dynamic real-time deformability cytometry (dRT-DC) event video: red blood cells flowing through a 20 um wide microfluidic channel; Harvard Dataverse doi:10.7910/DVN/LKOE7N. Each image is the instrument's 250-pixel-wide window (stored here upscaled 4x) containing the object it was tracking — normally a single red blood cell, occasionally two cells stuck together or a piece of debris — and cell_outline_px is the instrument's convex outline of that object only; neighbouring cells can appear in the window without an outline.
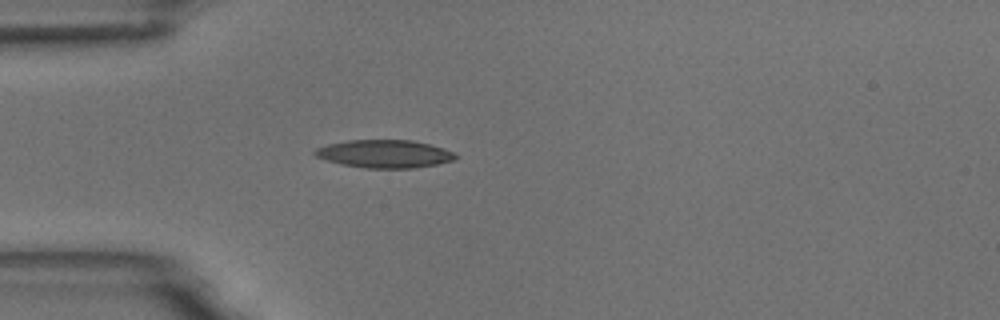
{"species": "common noctule bat (a hibernating species)", "species_latin": "Nyctalus noctula", "temperature_condition": "room temperature", "stored_images_in_passage": 3, "camera_frame_rate_fps": 3000, "um_per_image_px": 0.085, "animal": {"sex": "male", "body_mass_g": 18.8}, "frame": {"image": 1, "passage_image": 3, "time_ms": 3.0, "image_size_px": [1000, 320], "cell_outline_px": [[460, 156], [452, 160], [436, 164], [416, 168], [364, 168], [344, 164], [328, 160], [316, 156], [312, 152], [316, 148], [328, 144], [348, 140], [412, 140], [444, 148]], "centroid_in_image_um": [32.7, 13.07], "position_along_channel_um": 52.3, "area_um2": 22.72}}